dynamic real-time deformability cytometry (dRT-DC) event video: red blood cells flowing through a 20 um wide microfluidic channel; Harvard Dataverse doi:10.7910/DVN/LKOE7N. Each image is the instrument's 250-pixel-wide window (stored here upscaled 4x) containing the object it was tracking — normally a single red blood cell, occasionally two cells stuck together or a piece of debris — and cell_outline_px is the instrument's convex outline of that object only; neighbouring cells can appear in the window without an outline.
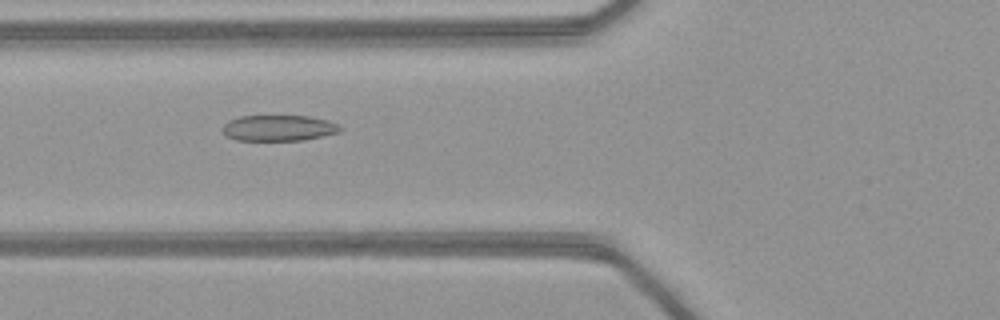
{"species": "common noctule bat (a hibernating species)", "species_latin": "Nyctalus noctula", "temperature_condition": "warm", "stored_images_in_passage": 52, "camera_frame_rate_fps": 3000, "um_per_image_px": 0.085, "animal": {"sex": "female", "body_mass_g": 21.9}, "frame": {"image": 1, "passage_image": 21, "time_ms": 6.667, "image_size_px": [1000, 320], "cell_outline_px": [[344, 128], [340, 132], [304, 140], [236, 140], [228, 136], [220, 128], [228, 120], [240, 116], [308, 116], [328, 120]], "centroid_in_image_um": [23.69, 10.88], "position_along_channel_um": 102.1, "area_um2": 17.74}}
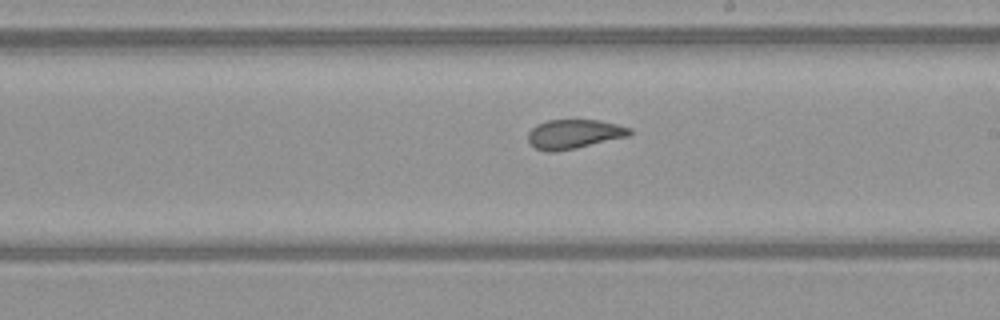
{"frame": {"image": 2, "passage_image": 31, "time_ms": 10.0, "image_size_px": [1000, 320], "cell_outline_px": [[632, 132], [628, 136], [576, 148], [552, 152], [544, 152], [536, 148], [528, 140], [528, 132], [536, 124], [548, 120], [600, 120], [632, 128]], "centroid_in_image_um": [48.78, 11.39], "position_along_channel_um": 240.2, "area_um2": 17.28}}
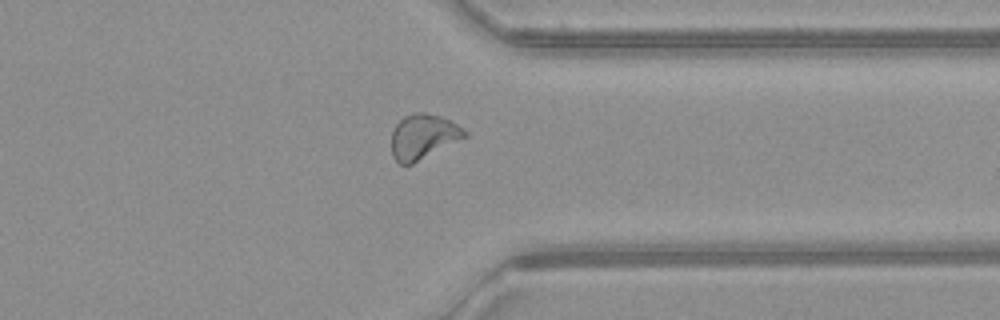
{"frame": {"image": 3, "passage_image": 41, "time_ms": 13.333, "image_size_px": [1000, 320], "cell_outline_px": [[468, 136], [412, 164], [400, 164], [392, 156], [392, 132], [396, 124], [404, 116], [416, 112], [424, 112], [440, 116], [456, 124], [468, 132]], "centroid_in_image_um": [35.97, 11.61], "position_along_channel_um": 375.4, "area_um2": 19.02}, "authors_computed_cell_mechanics": {"area_um2": 19.3919, "velocity_mm_per_s": 4.1221, "shape_relaxation_time_tau1_ms": 5.8752, "shape_relaxation_time_tau2_ms": 0.7695, "deformation_change_tau1": 0.1705, "deformation_change_tau2": 0.071}}